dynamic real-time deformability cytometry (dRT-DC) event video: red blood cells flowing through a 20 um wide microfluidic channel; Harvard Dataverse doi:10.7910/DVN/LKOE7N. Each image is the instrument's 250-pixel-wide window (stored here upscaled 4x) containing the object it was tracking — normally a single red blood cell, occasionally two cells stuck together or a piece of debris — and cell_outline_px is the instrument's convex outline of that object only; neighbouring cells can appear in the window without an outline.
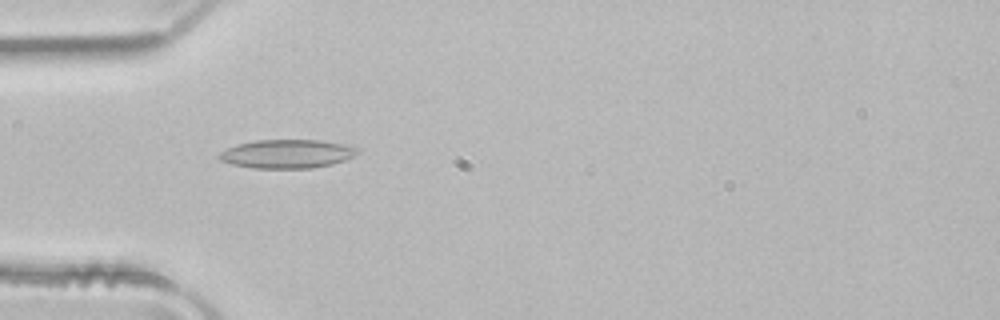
{"species": "common noctule bat (a hibernating species)", "species_latin": "Nyctalus noctula", "temperature_condition": "room temperature", "stored_images_in_passage": 46, "camera_frame_rate_fps": 3000, "um_per_image_px": 0.085, "animal": {"sex": "male", "body_mass_g": 21.5, "forearm_length_mm": 52.0}, "frame": {"image": 1, "passage_image": 11, "time_ms": 3.333, "image_size_px": [1000, 320], "cell_outline_px": [[360, 152], [344, 160], [332, 164], [312, 168], [252, 168], [232, 164], [220, 160], [216, 156], [220, 152], [236, 144], [256, 140], [320, 140], [344, 144], [356, 148]], "centroid_in_image_um": [24.36, 13.08], "position_along_channel_um": 60.6, "area_um2": 23.06}}
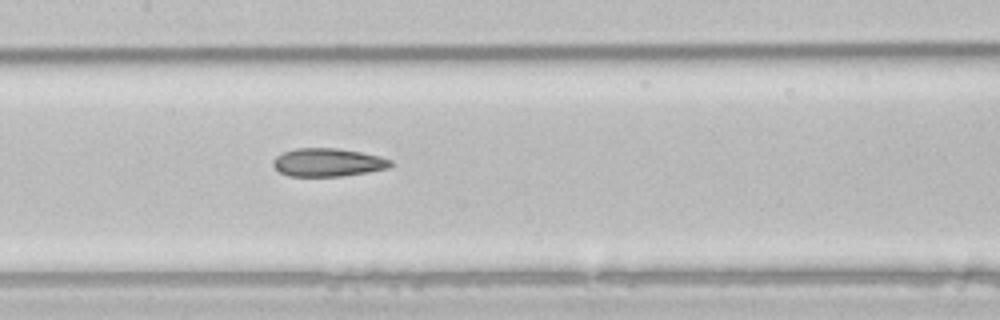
{"frame": {"image": 2, "passage_image": 20, "time_ms": 6.333, "image_size_px": [1000, 320], "cell_outline_px": [[392, 164], [388, 168], [368, 172], [340, 176], [288, 176], [280, 172], [272, 164], [272, 160], [276, 156], [284, 152], [296, 148], [336, 148], [360, 152], [380, 156], [392, 160]], "centroid_in_image_um": [27.86, 13.8], "position_along_channel_um": 179.5, "area_um2": 19.25}}
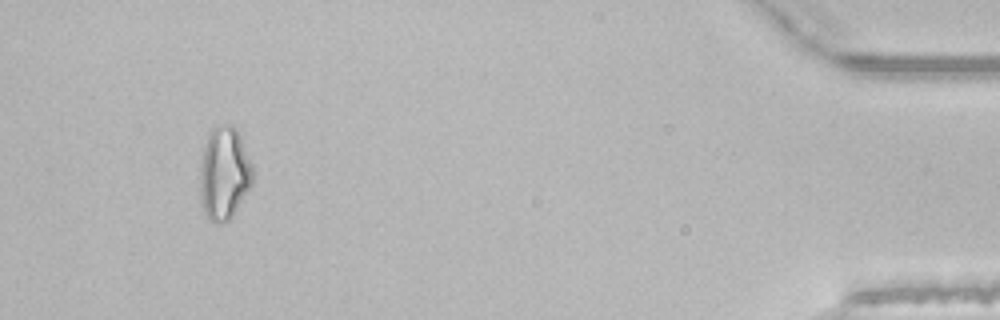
{"frame": {"image": 3, "passage_image": 43, "time_ms": 14.0, "image_size_px": [1000, 320], "cell_outline_px": [[252, 184], [232, 216], [228, 220], [208, 220], [204, 212], [200, 192], [200, 168], [204, 148], [208, 132], [212, 128], [220, 124], [232, 124], [236, 128], [240, 136], [252, 168]], "centroid_in_image_um": [19.04, 14.69], "position_along_channel_um": 416.2, "area_um2": 28.03}, "authors_computed_cell_mechanics": {"area_um2": 21.1548, "velocity_mm_per_s": 4.0158, "shape_relaxation_time_tau1_ms": 7.7393, "shape_relaxation_time_tau2_ms": 3.9751, "deformation_change_tau1": 0.1941, "deformation_change_tau2": 0.1362}}